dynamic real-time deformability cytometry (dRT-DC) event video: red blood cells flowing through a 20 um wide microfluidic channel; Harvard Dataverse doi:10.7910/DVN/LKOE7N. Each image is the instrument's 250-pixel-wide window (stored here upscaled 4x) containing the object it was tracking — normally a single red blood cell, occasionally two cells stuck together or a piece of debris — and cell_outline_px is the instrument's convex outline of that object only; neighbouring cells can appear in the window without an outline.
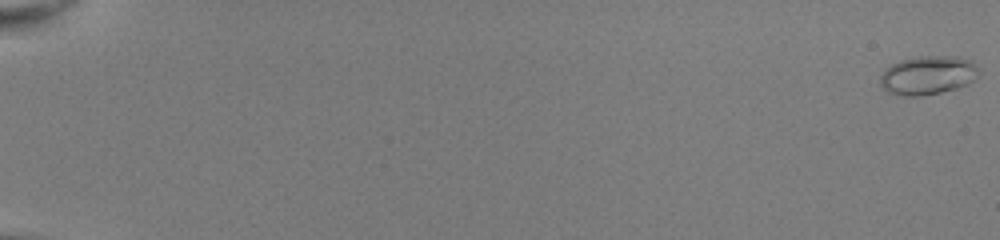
{"species": "common noctule bat (a hibernating species)", "species_latin": "Nyctalus noctula", "temperature_condition": "room temperature", "stored_images_in_passage": 53, "camera_frame_rate_fps": 3000, "um_per_image_px": 0.085, "animal": {"sex": "female", "body_mass_g": 22.0, "forearm_length_mm": 56.7}, "frame": {"image": 1, "passage_image": 1, "time_ms": 0.0, "image_size_px": [1000, 240], "cell_outline_px": [[980, 72], [968, 84], [956, 88], [940, 92], [920, 96], [904, 96], [888, 92], [880, 84], [880, 76], [892, 64], [900, 60], [920, 56], [956, 56], [972, 60]], "centroid_in_image_um": [78.88, 6.39], "position_along_channel_um": 6.1, "area_um2": 22.14}}
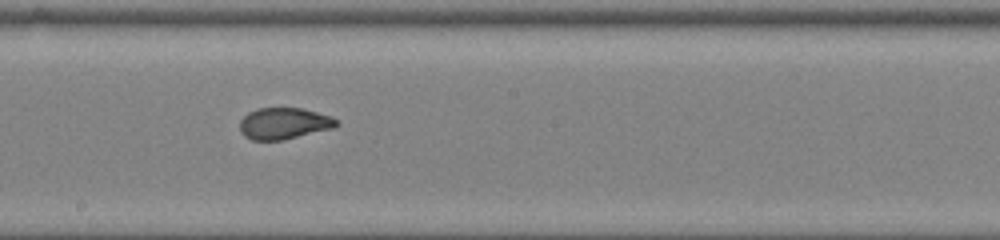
{"frame": {"image": 2, "passage_image": 33, "time_ms": 10.667, "image_size_px": [1000, 240], "cell_outline_px": [[340, 124], [336, 128], [284, 140], [252, 140], [244, 136], [240, 132], [240, 120], [248, 112], [256, 108], [304, 108], [332, 116], [340, 120]], "centroid_in_image_um": [24.19, 10.49], "position_along_channel_um": 224.0, "area_um2": 18.21}}
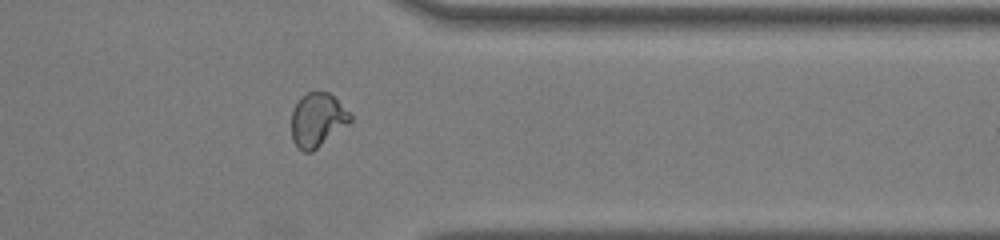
{"frame": {"image": 3, "passage_image": 45, "time_ms": 14.667, "image_size_px": [1000, 240], "cell_outline_px": [[352, 120], [348, 124], [312, 152], [304, 152], [292, 140], [292, 108], [300, 96], [308, 92], [328, 92], [352, 112]], "centroid_in_image_um": [26.99, 10.17], "position_along_channel_um": 384.4, "area_um2": 18.55}, "authors_computed_cell_mechanics": {"area_um2": 18.5538, "velocity_mm_per_s": 4.06, "shape_relaxation_time_tau1_ms": null, "shape_relaxation_time_tau2_ms": 0.7775, "deformation_change_tau1": null, "deformation_change_tau2": 0.0557}}